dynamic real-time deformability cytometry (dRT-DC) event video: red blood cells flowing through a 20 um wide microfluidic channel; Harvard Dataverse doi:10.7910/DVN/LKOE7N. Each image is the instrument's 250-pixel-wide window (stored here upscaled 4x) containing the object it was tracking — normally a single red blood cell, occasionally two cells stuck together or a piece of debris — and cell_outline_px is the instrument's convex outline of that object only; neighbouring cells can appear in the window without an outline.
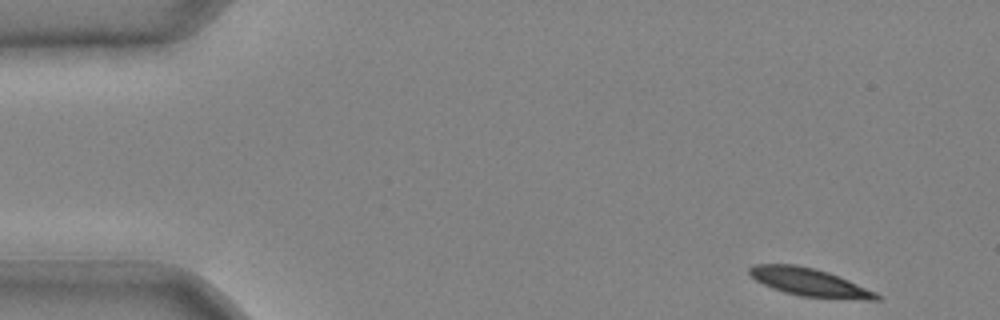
{"species": "common noctule bat (a hibernating species)", "species_latin": "Nyctalus noctula", "temperature_condition": "cold", "stored_images_in_passage": 40, "camera_frame_rate_fps": 3000, "um_per_image_px": 0.085, "animal": {"sex": "male", "body_mass_g": 20.4}, "frame": {"image": 1, "passage_image": 1, "time_ms": 0.0, "image_size_px": [1000, 320], "cell_outline_px": [[884, 296], [880, 300], [864, 300], [800, 296], [784, 292], [772, 288], [756, 280], [748, 272], [748, 268], [752, 264], [796, 264], [828, 272], [840, 276], [876, 292]], "centroid_in_image_um": [68.84, 23.99], "position_along_channel_um": 16.2, "area_um2": 20.81}}
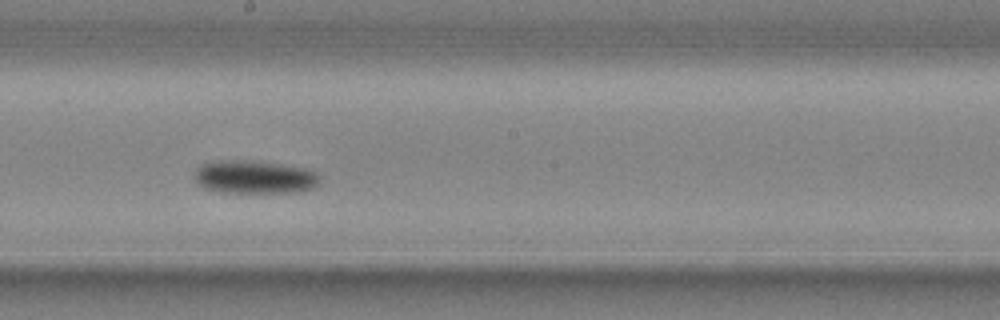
{"frame": {"image": 2, "passage_image": 22, "time_ms": 7.0, "image_size_px": [1000, 320], "cell_outline_px": [[320, 180], [316, 188], [300, 192], [224, 192], [204, 188], [196, 180], [196, 168], [200, 164], [220, 160], [252, 160], [280, 164], [304, 168], [316, 172], [320, 176]], "centroid_in_image_um": [21.68, 15.04], "position_along_channel_um": 226.5, "area_um2": 24.28}}
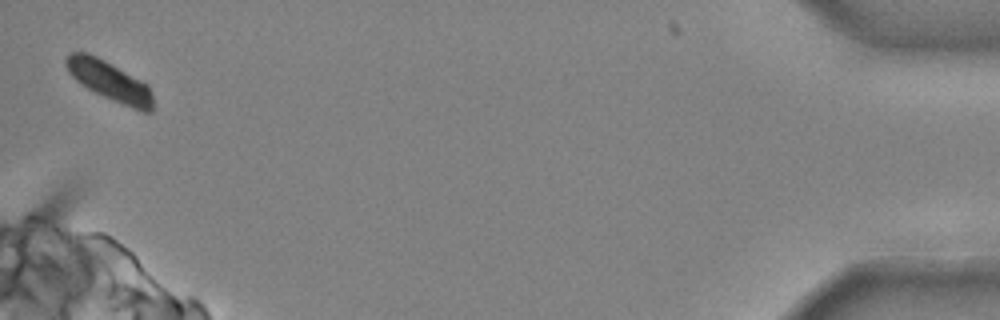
{"frame": {"image": 3, "passage_image": 40, "time_ms": 13.0, "image_size_px": [1000, 320], "cell_outline_px": [[152, 112], [140, 112], [112, 100], [88, 88], [76, 80], [68, 72], [64, 60], [68, 52], [88, 52], [104, 60], [148, 84], [152, 92]], "centroid_in_image_um": [9.31, 6.88], "position_along_channel_um": 425.9, "area_um2": 20.0}}